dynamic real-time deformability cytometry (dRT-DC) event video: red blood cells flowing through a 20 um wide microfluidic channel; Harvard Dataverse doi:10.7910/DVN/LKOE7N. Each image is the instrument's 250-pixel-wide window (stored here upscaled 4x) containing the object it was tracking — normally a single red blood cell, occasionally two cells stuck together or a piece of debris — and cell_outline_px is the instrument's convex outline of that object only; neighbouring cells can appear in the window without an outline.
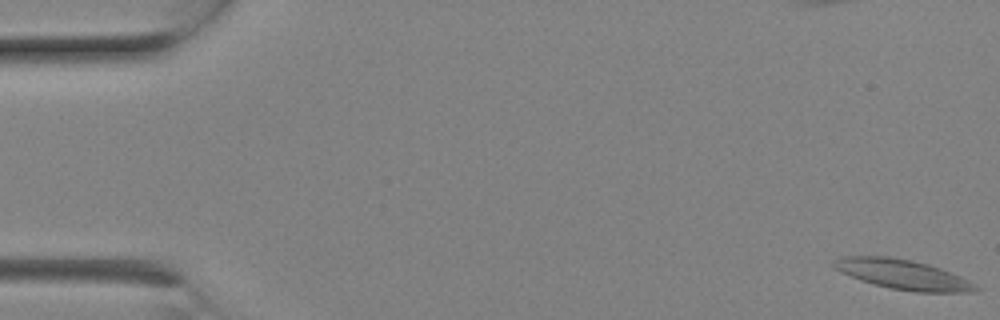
{"species": "Egyptian fruit bat (a non-hibernating species)", "species_latin": "Rousettus aegyptiacus", "temperature_condition": "room temperature", "stored_images_in_passage": 8, "camera_frame_rate_fps": 3000, "um_per_image_px": 0.085, "animal": {"sex": "female"}, "frame": {"image": 1, "passage_image": 1, "time_ms": 0.0, "image_size_px": [1000, 320], "cell_outline_px": [[984, 288], [972, 292], [916, 292], [892, 288], [860, 280], [840, 272], [832, 264], [840, 256], [888, 256], [912, 260], [928, 264], [940, 268], [960, 276]], "centroid_in_image_um": [76.78, 23.33], "position_along_channel_um": 8.2, "area_um2": 24.51}}